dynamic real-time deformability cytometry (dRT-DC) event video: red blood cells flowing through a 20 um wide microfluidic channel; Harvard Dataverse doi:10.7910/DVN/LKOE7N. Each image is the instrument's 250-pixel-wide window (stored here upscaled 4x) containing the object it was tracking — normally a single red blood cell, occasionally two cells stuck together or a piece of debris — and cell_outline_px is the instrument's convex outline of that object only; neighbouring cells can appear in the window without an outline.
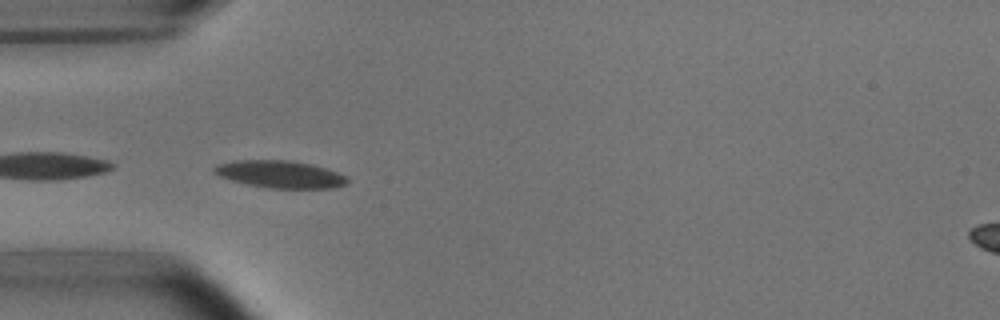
{"species": "common noctule bat (a hibernating species)", "species_latin": "Nyctalus noctula", "temperature_condition": "room temperature", "stored_images_in_passage": 29, "camera_frame_rate_fps": 3000, "um_per_image_px": 0.085, "animal": {"sex": "male", "body_mass_g": 15.6}, "frame": {"image": 1, "passage_image": 11, "time_ms": 3.333, "image_size_px": [1000, 320], "cell_outline_px": [[348, 184], [336, 188], [268, 188], [248, 184], [232, 180], [220, 176], [212, 172], [212, 168], [216, 164], [232, 160], [292, 160], [312, 164], [348, 176]], "centroid_in_image_um": [23.81, 14.8], "position_along_channel_um": 61.2, "area_um2": 21.39}}
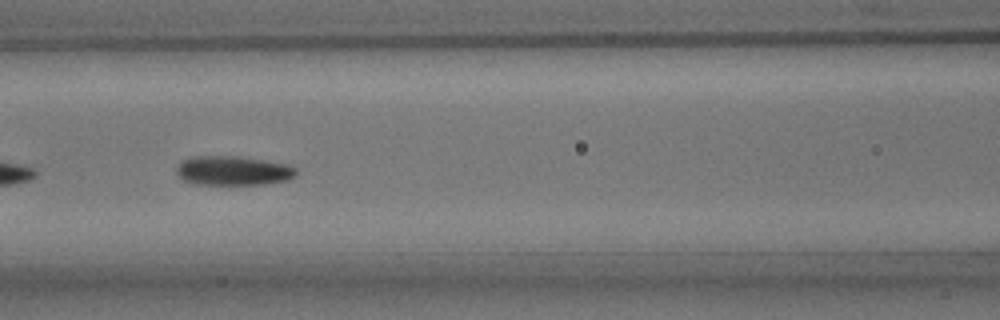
{"frame": {"image": 2, "passage_image": 18, "time_ms": 5.667, "image_size_px": [1000, 320], "cell_outline_px": [[296, 172], [288, 180], [264, 184], [188, 184], [176, 172], [176, 168], [184, 160], [192, 156], [236, 156], [264, 160], [284, 164], [296, 168]], "centroid_in_image_um": [19.77, 14.51], "position_along_channel_um": 146.8, "area_um2": 20.23}}
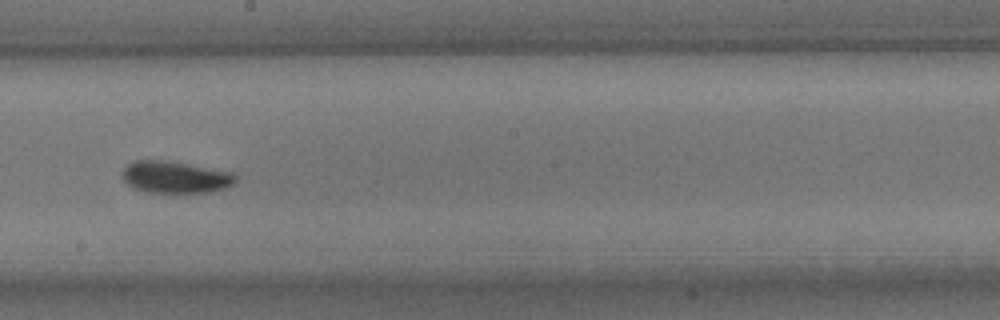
{"frame": {"image": 3, "passage_image": 25, "time_ms": 8.0, "image_size_px": [1000, 320], "cell_outline_px": [[236, 180], [232, 184], [224, 188], [208, 192], [148, 192], [132, 188], [124, 180], [120, 172], [128, 164], [136, 160], [168, 160], [232, 172], [236, 176]], "centroid_in_image_um": [14.86, 15.04], "position_along_channel_um": 233.3, "area_um2": 21.04}}